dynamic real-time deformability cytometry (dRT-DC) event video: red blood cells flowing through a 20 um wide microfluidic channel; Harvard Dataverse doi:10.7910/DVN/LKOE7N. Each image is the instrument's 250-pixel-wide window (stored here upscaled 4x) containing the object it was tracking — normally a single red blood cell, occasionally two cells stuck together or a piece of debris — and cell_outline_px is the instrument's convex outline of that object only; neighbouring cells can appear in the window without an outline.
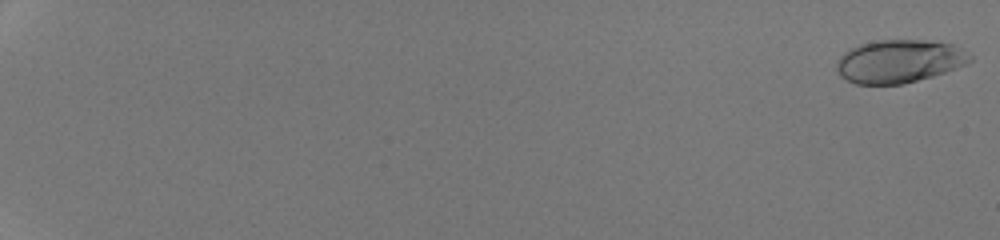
{"species": "human", "species_latin": "Homo sapiens", "temperature_condition": "room temperature", "stored_images_in_passage": 53, "camera_frame_rate_fps": 3000, "um_per_image_px": 0.085, "donor": {"sex": "male"}, "frame": {"image": 1, "passage_image": 1, "time_ms": 0.0, "image_size_px": [1000, 240], "cell_outline_px": [[972, 60], [968, 64], [932, 76], [904, 84], [856, 84], [840, 76], [836, 68], [836, 60], [844, 52], [860, 44], [880, 40], [924, 40], [952, 44], [960, 48], [972, 56]], "centroid_in_image_um": [76.42, 5.21], "position_along_channel_um": 8.6, "area_um2": 33.41}}
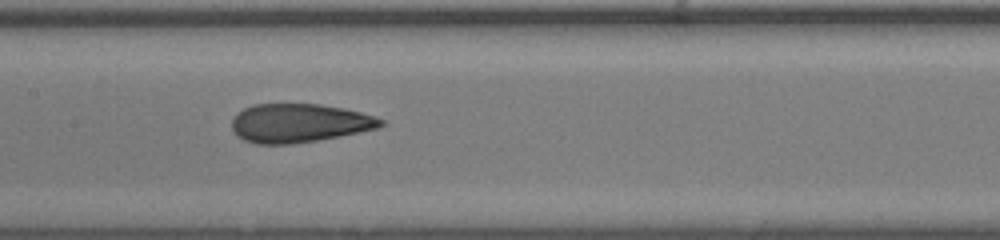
{"frame": {"image": 2, "passage_image": 31, "time_ms": 10.0, "image_size_px": [1000, 240], "cell_outline_px": [[388, 124], [376, 128], [340, 136], [292, 144], [256, 144], [244, 140], [236, 136], [232, 128], [232, 120], [236, 112], [252, 104], [320, 104], [344, 108], [360, 112], [384, 120]], "centroid_in_image_um": [25.4, 10.46], "position_along_channel_um": 182.0, "area_um2": 33.7}}
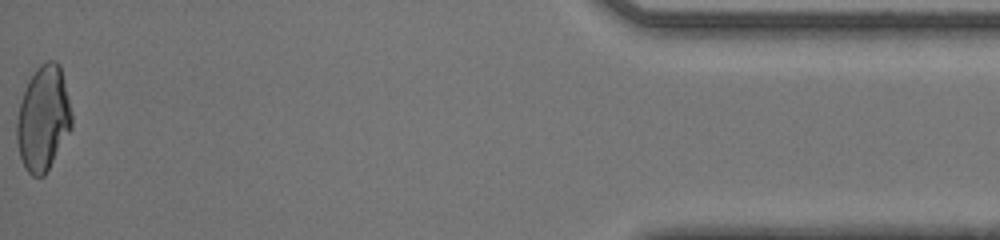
{"frame": {"image": 3, "passage_image": 53, "time_ms": 17.333, "image_size_px": [1000, 240], "cell_outline_px": [[72, 128], [44, 176], [32, 176], [24, 168], [20, 156], [16, 140], [16, 124], [20, 104], [28, 80], [36, 68], [40, 64], [48, 60], [56, 60], [60, 64], [72, 116]], "centroid_in_image_um": [3.67, 10.07], "position_along_channel_um": 431.5, "area_um2": 33.47}, "authors_computed_cell_mechanics": {"area_um2": 33.4084, "velocity_mm_per_s": 4.3047, "shape_relaxation_time_tau1_ms": 10.6964, "shape_relaxation_time_tau2_ms": 0.8617, "deformation_change_tau1": 0.2862, "deformation_change_tau2": 0.0688}}